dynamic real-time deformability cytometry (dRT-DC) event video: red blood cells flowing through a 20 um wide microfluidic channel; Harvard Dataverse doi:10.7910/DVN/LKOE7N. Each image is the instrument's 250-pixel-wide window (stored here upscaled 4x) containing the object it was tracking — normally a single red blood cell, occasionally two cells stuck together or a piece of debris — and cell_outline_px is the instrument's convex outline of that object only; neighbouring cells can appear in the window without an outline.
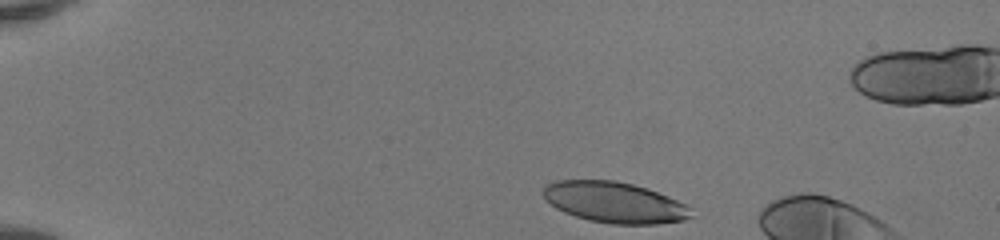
{"species": "human", "species_latin": "Homo sapiens", "temperature_condition": "room temperature", "stored_images_in_passage": 9, "camera_frame_rate_fps": 3000, "um_per_image_px": 0.085, "donor": {"sex": "female"}, "frame": {"image": 1, "passage_image": 1, "time_ms": 0.0, "image_size_px": [1000, 240], "cell_outline_px": [[692, 216], [684, 220], [656, 224], [612, 224], [588, 220], [564, 212], [556, 208], [544, 196], [544, 184], [556, 180], [616, 180], [648, 188], [668, 196], [692, 208]], "centroid_in_image_um": [52.24, 17.2], "position_along_channel_um": 32.8, "area_um2": 35.2}}